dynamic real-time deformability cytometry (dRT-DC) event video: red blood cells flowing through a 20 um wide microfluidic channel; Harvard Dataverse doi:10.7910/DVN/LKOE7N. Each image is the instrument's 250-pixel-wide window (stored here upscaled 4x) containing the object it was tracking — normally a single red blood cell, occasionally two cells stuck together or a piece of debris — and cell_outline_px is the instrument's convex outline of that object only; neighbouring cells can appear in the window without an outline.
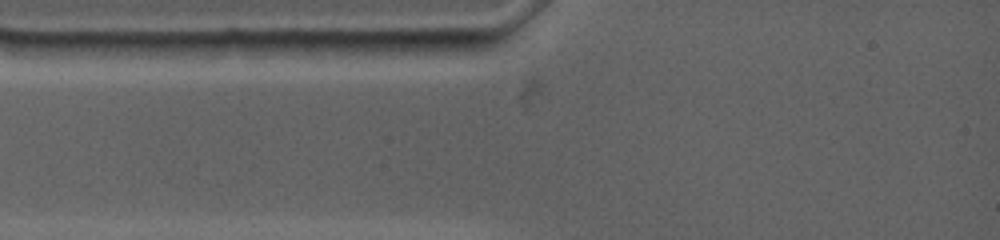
{"species": "common noctule bat (a hibernating species)", "species_latin": "Nyctalus noctula", "temperature_condition": "warm", "stored_images_in_passage": 2, "camera_frame_rate_fps": 4500, "um_per_image_px": 0.085, "animal": {"sex": "female", "body_mass_g": 19.0, "forearm_length_mm": 53.3}, "frame": {"image": 1, "passage_image": 1, "time_ms": 0.0, "image_size_px": [1000, 240], "cell_outline_px": [[500, 36], [496, 44], [472, 56], [392, 56], [372, 52], [352, 40]], "centroid_in_image_um": [36.55, 3.92], "position_along_channel_um": 48.5, "area_um2": 16.01}}